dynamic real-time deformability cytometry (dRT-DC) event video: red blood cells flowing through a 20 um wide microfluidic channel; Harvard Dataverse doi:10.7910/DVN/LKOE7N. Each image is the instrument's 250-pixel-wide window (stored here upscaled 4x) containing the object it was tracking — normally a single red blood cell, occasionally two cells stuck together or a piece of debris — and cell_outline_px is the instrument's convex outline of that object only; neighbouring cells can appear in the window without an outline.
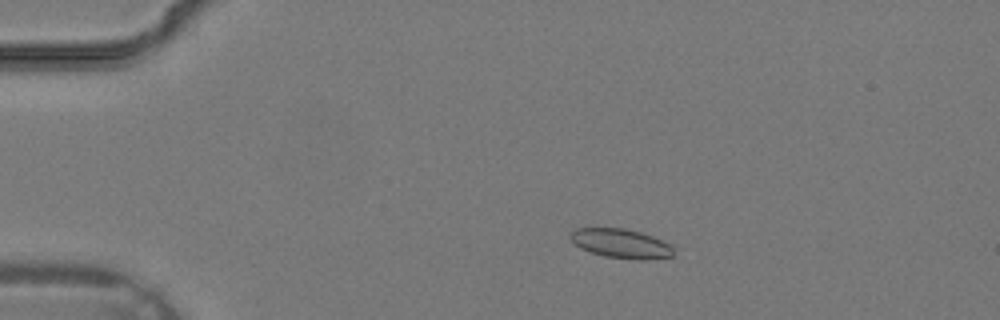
{"species": "common noctule bat (a hibernating species)", "species_latin": "Nyctalus noctula", "temperature_condition": "warm", "stored_images_in_passage": 36, "camera_frame_rate_fps": 3000, "um_per_image_px": 0.085, "animal": {"sex": "male", "body_mass_g": 19.2, "forearm_length_mm": 51.8}, "frame": {"image": 1, "passage_image": 7, "time_ms": 2.0, "image_size_px": [1000, 320], "cell_outline_px": [[672, 256], [644, 260], [636, 260], [604, 256], [580, 248], [568, 236], [568, 232], [576, 228], [624, 228], [640, 232], [652, 236], [668, 244], [672, 248]], "centroid_in_image_um": [52.73, 20.69], "position_along_channel_um": 32.3, "area_um2": 17.46}}
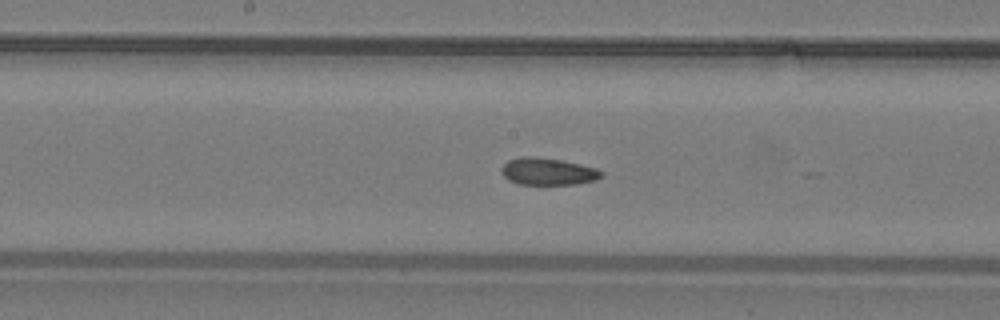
{"frame": {"image": 2, "passage_image": 19, "time_ms": 6.0, "image_size_px": [1000, 320], "cell_outline_px": [[604, 176], [596, 180], [576, 184], [520, 184], [508, 180], [500, 172], [500, 168], [508, 160], [524, 156], [532, 156], [560, 160], [580, 164], [596, 168], [604, 172]], "centroid_in_image_um": [46.58, 14.58], "position_along_channel_um": 201.6, "area_um2": 15.84}}
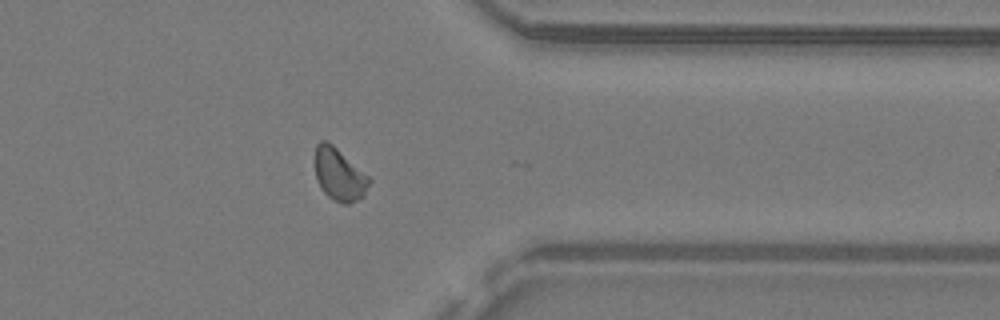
{"frame": {"image": 3, "passage_image": 29, "time_ms": 9.333, "image_size_px": [1000, 320], "cell_outline_px": [[372, 180], [364, 196], [348, 204], [344, 204], [332, 200], [320, 188], [316, 180], [312, 160], [316, 144], [320, 140], [328, 140], [368, 176]], "centroid_in_image_um": [28.77, 14.81], "position_along_channel_um": 382.6, "area_um2": 17.05}}